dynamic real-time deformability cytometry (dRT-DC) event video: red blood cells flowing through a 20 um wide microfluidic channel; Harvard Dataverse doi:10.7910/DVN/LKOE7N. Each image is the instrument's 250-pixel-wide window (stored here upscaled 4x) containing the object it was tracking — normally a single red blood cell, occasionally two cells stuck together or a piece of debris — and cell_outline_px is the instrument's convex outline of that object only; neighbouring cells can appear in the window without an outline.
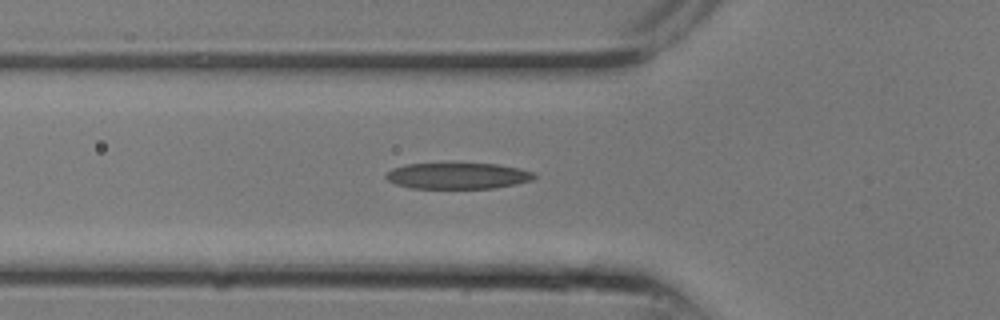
{"species": "common noctule bat (a hibernating species)", "species_latin": "Nyctalus noctula", "temperature_condition": "room temperature", "stored_images_in_passage": 9, "camera_frame_rate_fps": 3000, "um_per_image_px": 0.085, "animal": {"sex": "male", "body_mass_g": 13.3}, "frame": {"image": 1, "passage_image": 9, "time_ms": 2.667, "image_size_px": [1000, 320], "cell_outline_px": [[536, 176], [532, 180], [516, 184], [496, 188], [412, 188], [396, 184], [388, 180], [384, 176], [392, 168], [408, 164], [496, 164], [520, 168], [536, 172]], "centroid_in_image_um": [38.95, 14.95], "position_along_channel_um": 86.9, "area_um2": 22.48}}